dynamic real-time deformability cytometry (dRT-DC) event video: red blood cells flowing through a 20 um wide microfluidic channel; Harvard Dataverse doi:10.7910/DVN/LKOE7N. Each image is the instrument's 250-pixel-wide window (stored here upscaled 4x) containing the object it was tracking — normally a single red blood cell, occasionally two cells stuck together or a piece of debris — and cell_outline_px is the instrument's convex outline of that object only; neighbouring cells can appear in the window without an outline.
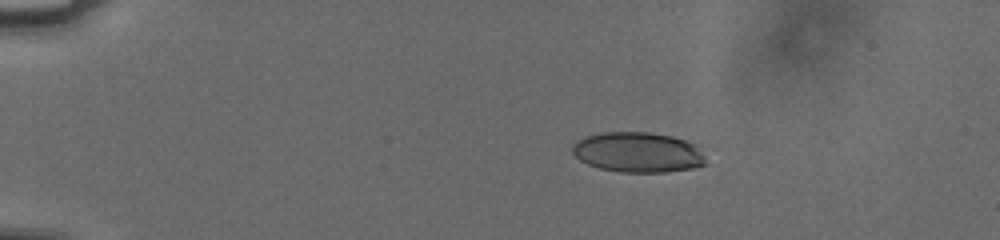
{"species": "human", "species_latin": "Homo sapiens", "temperature_condition": "cold", "stored_images_in_passage": 47, "camera_frame_rate_fps": 3000, "um_per_image_px": 0.085, "donor": {"sex": "male"}, "frame": {"image": 1, "passage_image": 3, "time_ms": 0.667, "image_size_px": [1000, 240], "cell_outline_px": [[704, 164], [692, 168], [664, 172], [620, 172], [600, 168], [588, 164], [580, 160], [572, 152], [572, 144], [584, 136], [604, 132], [648, 132], [672, 136], [696, 144], [704, 156]], "centroid_in_image_um": [54.19, 12.93], "position_along_channel_um": 30.8, "area_um2": 31.15}}
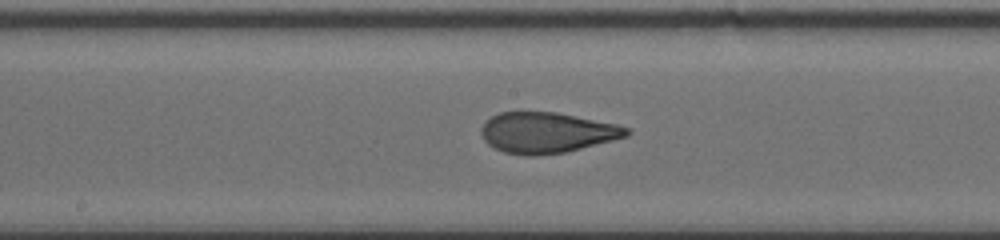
{"frame": {"image": 2, "passage_image": 23, "time_ms": 7.333, "image_size_px": [1000, 240], "cell_outline_px": [[632, 132], [628, 136], [564, 152], [532, 156], [524, 156], [504, 152], [488, 144], [484, 140], [480, 132], [480, 128], [492, 116], [500, 112], [556, 112], [616, 124], [628, 128]], "centroid_in_image_um": [46.46, 11.27], "position_along_channel_um": 201.7, "area_um2": 34.16}}
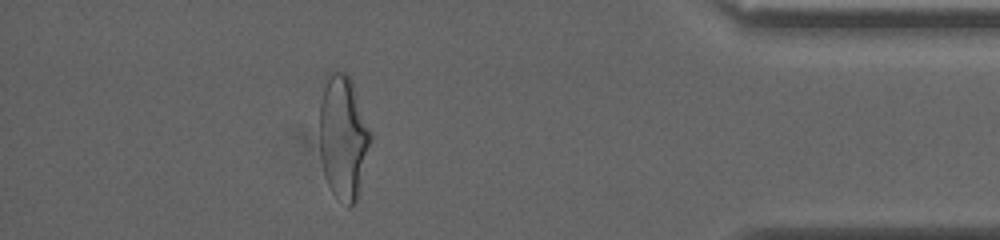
{"frame": {"image": 3, "passage_image": 42, "time_ms": 13.667, "image_size_px": [1000, 240], "cell_outline_px": [[372, 140], [356, 204], [348, 208], [332, 192], [324, 176], [320, 156], [320, 104], [328, 72], [344, 72], [352, 80], [372, 132]], "centroid_in_image_um": [29.2, 11.71], "position_along_channel_um": 406.0, "area_um2": 37.22}, "authors_computed_cell_mechanics": {"area_um2": 34.4488, "velocity_mm_per_s": 3.792, "shape_relaxation_time_tau1_ms": 5.6644, "shape_relaxation_time_tau2_ms": 0.9972, "deformation_change_tau1": 0.1898, "deformation_change_tau2": 0.0725}}